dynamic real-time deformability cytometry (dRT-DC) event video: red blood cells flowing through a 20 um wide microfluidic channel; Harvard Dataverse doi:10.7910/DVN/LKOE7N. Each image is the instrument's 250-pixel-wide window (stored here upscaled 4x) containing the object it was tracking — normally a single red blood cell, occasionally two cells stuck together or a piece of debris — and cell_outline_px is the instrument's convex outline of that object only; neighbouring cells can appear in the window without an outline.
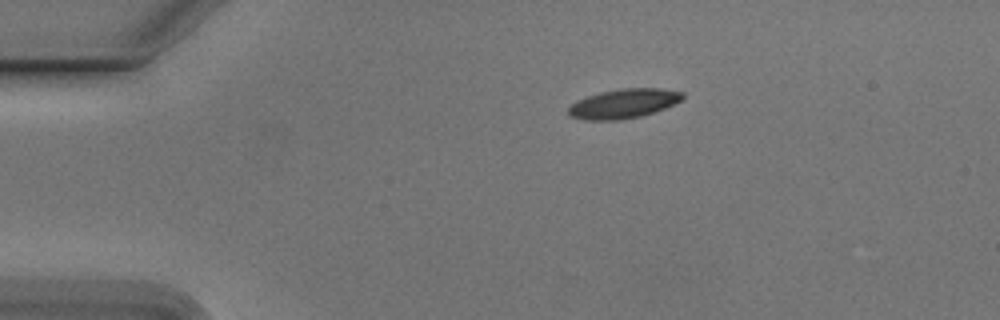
{"species": "Egyptian fruit bat (a non-hibernating species)", "species_latin": "Rousettus aegyptiacus", "temperature_condition": "cold", "stored_images_in_passage": 11, "camera_frame_rate_fps": 3000, "um_per_image_px": 0.085, "animal": {"sex": "male"}, "frame": {"image": 1, "passage_image": 1, "time_ms": 0.0, "image_size_px": [1000, 320], "cell_outline_px": [[684, 100], [664, 108], [640, 116], [620, 120], [584, 120], [568, 116], [568, 108], [576, 100], [600, 92], [624, 88], [660, 88], [684, 92]], "centroid_in_image_um": [53.01, 8.8], "position_along_channel_um": 32.0, "area_um2": 19.59}}
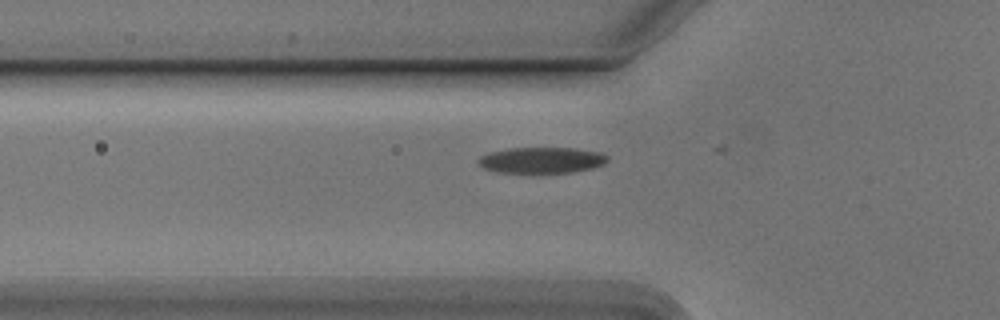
{"frame": {"image": 2, "passage_image": 9, "time_ms": 2.667, "image_size_px": [1000, 320], "cell_outline_px": [[608, 160], [604, 164], [592, 168], [572, 172], [500, 172], [484, 168], [476, 160], [480, 156], [488, 152], [508, 148], [576, 148], [600, 152], [608, 156]], "centroid_in_image_um": [46.04, 13.6], "position_along_channel_um": 79.8, "area_um2": 19.48}}